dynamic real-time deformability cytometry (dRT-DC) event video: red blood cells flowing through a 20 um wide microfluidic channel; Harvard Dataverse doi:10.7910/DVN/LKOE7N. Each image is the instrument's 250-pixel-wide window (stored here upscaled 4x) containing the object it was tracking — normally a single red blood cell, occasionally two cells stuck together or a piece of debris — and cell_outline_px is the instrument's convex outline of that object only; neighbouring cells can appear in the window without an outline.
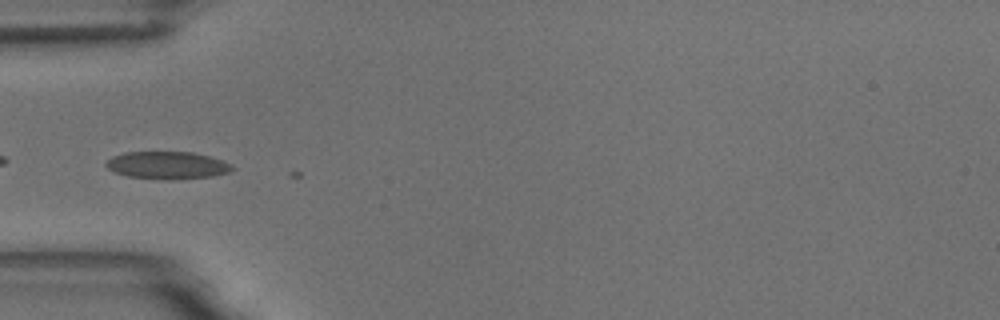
{"species": "common noctule bat (a hibernating species)", "species_latin": "Nyctalus noctula", "temperature_condition": "room temperature", "stored_images_in_passage": 6, "camera_frame_rate_fps": 3000, "um_per_image_px": 0.085, "animal": {"sex": "male", "body_mass_g": 18.8}, "frame": {"image": 1, "passage_image": 6, "time_ms": 5.667, "image_size_px": [1000, 320], "cell_outline_px": [[236, 168], [228, 172], [212, 176], [172, 180], [164, 180], [128, 176], [116, 172], [108, 168], [104, 164], [112, 156], [124, 152], [192, 152], [208, 156], [232, 164]], "centroid_in_image_um": [14.22, 14.05], "position_along_channel_um": 70.8, "area_um2": 20.17}}